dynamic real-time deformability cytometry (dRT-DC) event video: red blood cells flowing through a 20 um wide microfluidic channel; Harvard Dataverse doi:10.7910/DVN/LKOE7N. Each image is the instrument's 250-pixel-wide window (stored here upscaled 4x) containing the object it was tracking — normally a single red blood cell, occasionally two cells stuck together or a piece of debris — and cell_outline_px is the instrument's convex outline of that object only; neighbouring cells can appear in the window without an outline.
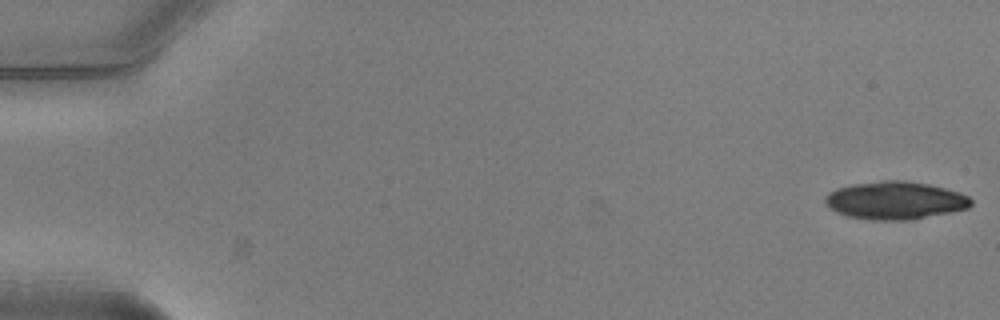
{"species": "common noctule bat (a hibernating species)", "species_latin": "Nyctalus noctula", "temperature_condition": "warm", "stored_images_in_passage": 51, "camera_frame_rate_fps": 3000, "um_per_image_px": 0.085, "animal": {"sex": "male", "body_mass_g": 20.5, "forearm_length_mm": 52.5}, "frame": {"image": 1, "passage_image": 1, "time_ms": 0.0, "image_size_px": [1000, 320], "cell_outline_px": [[972, 204], [968, 208], [912, 220], [868, 220], [848, 216], [836, 212], [828, 208], [824, 200], [828, 192], [836, 188], [852, 184], [880, 180], [904, 180], [928, 184], [960, 192], [968, 196], [972, 200]], "centroid_in_image_um": [76.06, 17.03], "position_along_channel_um": 8.9, "area_um2": 32.43}}
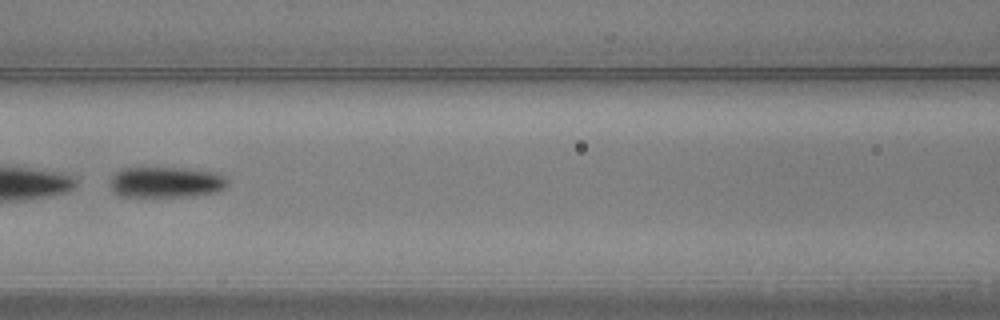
{"frame": {"image": 2, "passage_image": 24, "time_ms": 7.667, "image_size_px": [1000, 320], "cell_outline_px": [[228, 184], [224, 188], [216, 192], [192, 196], [120, 196], [112, 192], [112, 176], [116, 172], [124, 168], [184, 168], [216, 172], [224, 176], [228, 180]], "centroid_in_image_um": [14.15, 15.48], "position_along_channel_um": 152.5, "area_um2": 20.98}}
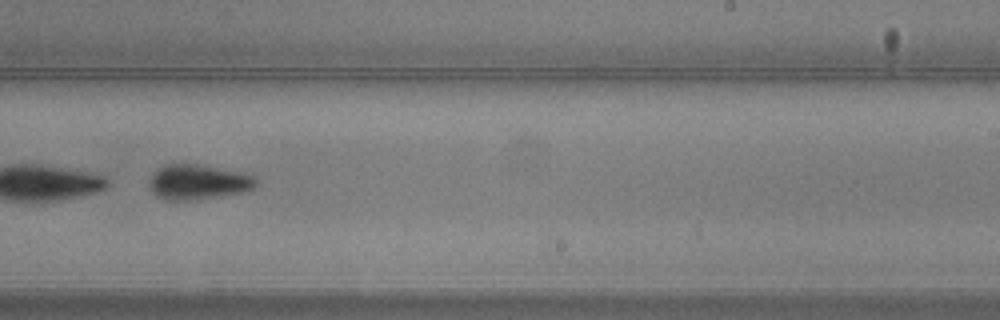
{"frame": {"image": 3, "passage_image": 33, "time_ms": 10.667, "image_size_px": [1000, 320], "cell_outline_px": [[260, 180], [252, 188], [240, 192], [220, 196], [188, 200], [164, 200], [156, 196], [152, 192], [148, 184], [148, 180], [160, 168], [168, 164], [196, 164], [252, 172]], "centroid_in_image_um": [16.9, 15.46], "position_along_channel_um": 272.1, "area_um2": 22.08}}